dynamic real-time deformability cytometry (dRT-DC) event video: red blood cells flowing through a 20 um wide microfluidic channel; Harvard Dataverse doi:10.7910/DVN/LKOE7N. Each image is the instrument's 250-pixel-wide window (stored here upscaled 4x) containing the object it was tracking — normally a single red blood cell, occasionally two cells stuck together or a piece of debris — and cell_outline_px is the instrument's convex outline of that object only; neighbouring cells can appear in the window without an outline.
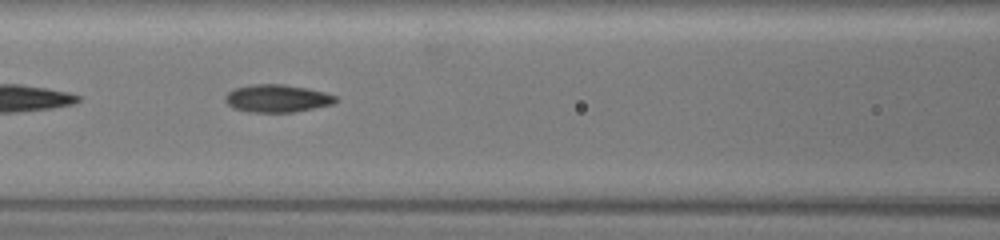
{"species": "common noctule bat (a hibernating species)", "species_latin": "Nyctalus noctula", "temperature_condition": "warm", "stored_images_in_passage": 13, "camera_frame_rate_fps": 3000, "um_per_image_px": 0.085, "animal": {"sex": "female", "body_mass_g": 19.5, "forearm_length_mm": 54.1}, "frame": {"image": 1, "passage_image": 8, "time_ms": 2.333, "image_size_px": [1000, 240], "cell_outline_px": [[336, 100], [332, 104], [292, 112], [248, 112], [232, 108], [224, 100], [224, 96], [228, 92], [236, 88], [252, 84], [284, 84], [308, 88], [324, 92], [336, 96]], "centroid_in_image_um": [23.51, 8.36], "position_along_channel_um": 143.1, "area_um2": 17.74}}